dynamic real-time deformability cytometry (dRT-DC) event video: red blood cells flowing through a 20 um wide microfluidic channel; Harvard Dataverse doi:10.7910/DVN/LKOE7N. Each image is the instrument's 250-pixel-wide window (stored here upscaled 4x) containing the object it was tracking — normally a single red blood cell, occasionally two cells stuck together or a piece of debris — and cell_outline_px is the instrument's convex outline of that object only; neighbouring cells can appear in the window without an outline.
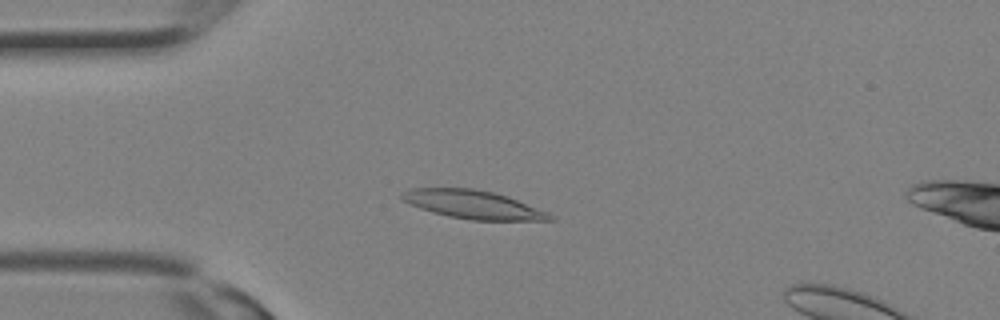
{"species": "Egyptian fruit bat (a non-hibernating species)", "species_latin": "Rousettus aegyptiacus", "temperature_condition": "room temperature", "stored_images_in_passage": 30, "camera_frame_rate_fps": 3000, "um_per_image_px": 0.085, "animal": {"sex": "female"}, "frame": {"image": 1, "passage_image": 8, "time_ms": 2.333, "image_size_px": [1000, 320], "cell_outline_px": [[556, 220], [472, 220], [448, 216], [432, 212], [408, 204], [400, 200], [400, 196], [404, 192], [412, 188], [476, 188], [508, 196], [548, 212], [556, 216]], "centroid_in_image_um": [40.22, 17.39], "position_along_channel_um": 44.8, "area_um2": 24.57}}
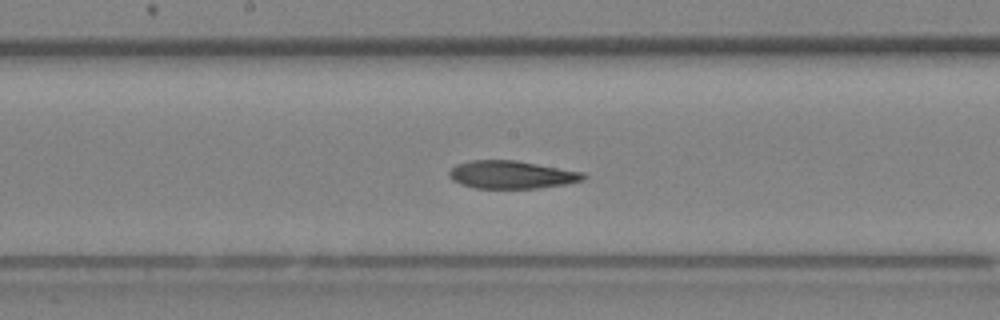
{"frame": {"image": 2, "passage_image": 16, "time_ms": 5.0, "image_size_px": [1000, 320], "cell_outline_px": [[588, 176], [584, 180], [564, 184], [540, 188], [472, 188], [460, 184], [452, 180], [448, 176], [448, 172], [456, 164], [472, 160], [516, 160], [584, 172]], "centroid_in_image_um": [43.48, 14.85], "position_along_channel_um": 204.7, "area_um2": 21.96}}
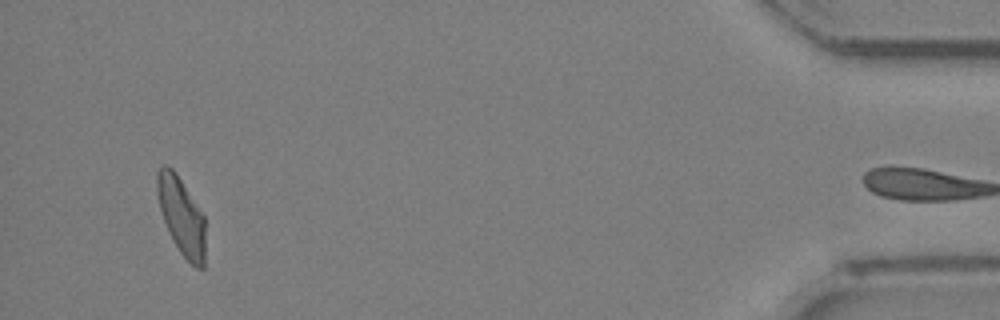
{"frame": {"image": 3, "passage_image": 29, "time_ms": 9.333, "image_size_px": [1000, 320], "cell_outline_px": [[204, 268], [196, 268], [180, 252], [164, 220], [160, 208], [156, 192], [156, 172], [164, 164], [172, 168], [204, 216]], "centroid_in_image_um": [15.4, 18.34], "position_along_channel_um": 419.8, "area_um2": 21.1}}